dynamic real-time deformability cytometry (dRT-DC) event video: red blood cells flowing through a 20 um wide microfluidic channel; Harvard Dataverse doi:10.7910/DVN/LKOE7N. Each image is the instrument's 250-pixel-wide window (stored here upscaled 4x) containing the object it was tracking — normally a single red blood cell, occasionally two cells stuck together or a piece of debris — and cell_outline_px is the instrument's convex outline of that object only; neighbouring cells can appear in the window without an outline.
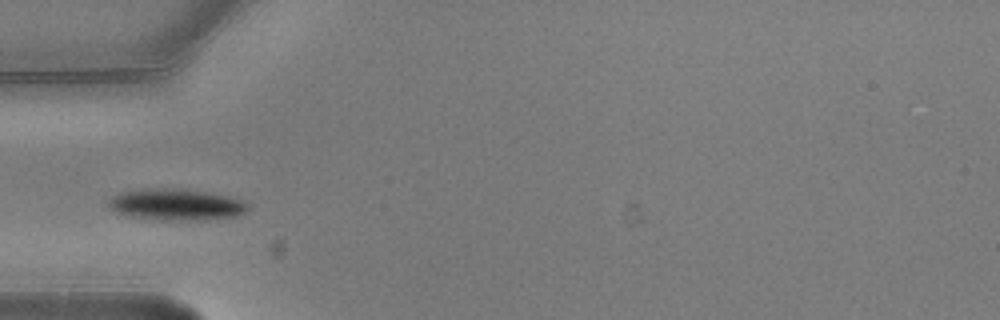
{"species": "common noctule bat (a hibernating species)", "species_latin": "Nyctalus noctula", "temperature_condition": "warm", "stored_images_in_passage": 5, "camera_frame_rate_fps": 3000, "um_per_image_px": 0.085, "animal": {"sex": "male", "body_mass_g": 20.5, "forearm_length_mm": 52.5}, "frame": {"image": 1, "passage_image": 3, "time_ms": 0.667, "image_size_px": [1000, 320], "cell_outline_px": [[248, 208], [244, 212], [236, 216], [208, 220], [156, 220], [132, 216], [116, 212], [108, 204], [108, 200], [112, 196], [120, 192], [156, 188], [180, 188], [208, 192], [228, 196], [240, 200], [248, 204]], "centroid_in_image_um": [14.98, 17.39], "position_along_channel_um": 70.0, "area_um2": 25.49}}
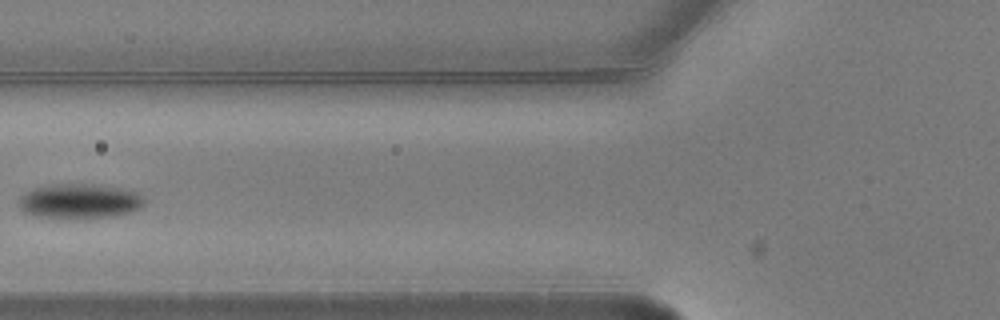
{"frame": {"image": 2, "passage_image": 4, "time_ms": 1.0, "image_size_px": [1000, 320], "cell_outline_px": [[144, 204], [140, 208], [132, 212], [116, 216], [36, 216], [24, 212], [20, 208], [16, 200], [24, 192], [32, 188], [44, 184], [92, 184], [120, 188], [136, 192], [144, 196]], "centroid_in_image_um": [6.73, 17.05], "position_along_channel_um": 119.1, "area_um2": 25.14}}